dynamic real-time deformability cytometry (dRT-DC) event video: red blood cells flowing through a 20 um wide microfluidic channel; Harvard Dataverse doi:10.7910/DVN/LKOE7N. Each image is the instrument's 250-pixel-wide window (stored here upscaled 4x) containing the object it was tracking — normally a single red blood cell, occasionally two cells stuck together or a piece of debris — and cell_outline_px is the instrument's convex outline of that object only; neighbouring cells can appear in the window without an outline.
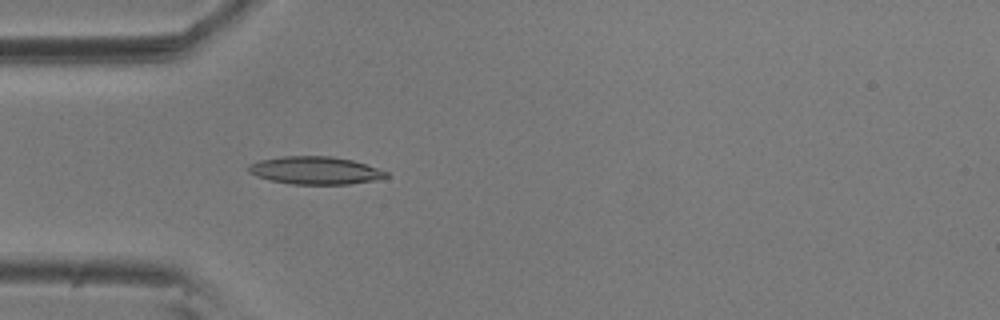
{"species": "common noctule bat (a hibernating species)", "species_latin": "Nyctalus noctula", "temperature_condition": "room temperature", "stored_images_in_passage": 55, "camera_frame_rate_fps": 3000, "um_per_image_px": 0.085, "animal": {"sex": "male", "body_mass_g": 20.5, "forearm_length_mm": 52.5}, "frame": {"image": 1, "passage_image": 16, "time_ms": 5.0, "image_size_px": [1000, 320], "cell_outline_px": [[388, 176], [376, 180], [348, 184], [292, 184], [272, 180], [256, 176], [248, 172], [248, 168], [252, 164], [260, 160], [280, 156], [332, 156], [352, 160], [388, 172]], "centroid_in_image_um": [26.79, 14.48], "position_along_channel_um": 58.2, "area_um2": 22.02}}
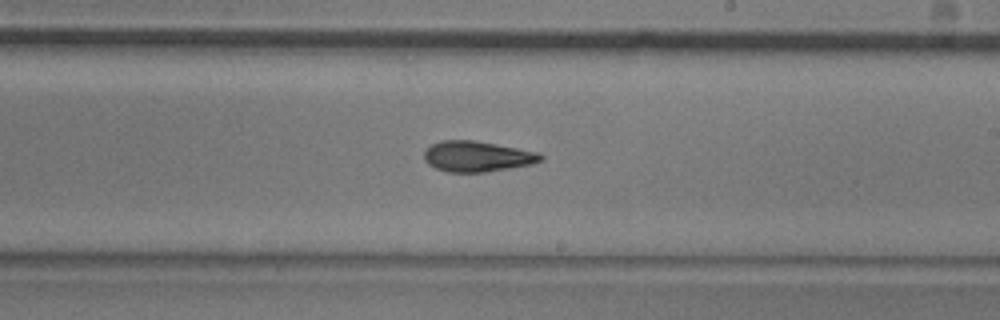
{"frame": {"image": 2, "passage_image": 32, "time_ms": 10.333, "image_size_px": [1000, 320], "cell_outline_px": [[544, 160], [532, 164], [484, 172], [448, 172], [436, 168], [428, 164], [424, 160], [424, 152], [432, 144], [440, 140], [472, 140], [496, 144], [540, 152], [544, 156]], "centroid_in_image_um": [40.58, 13.29], "position_along_channel_um": 248.4, "area_um2": 20.81}}
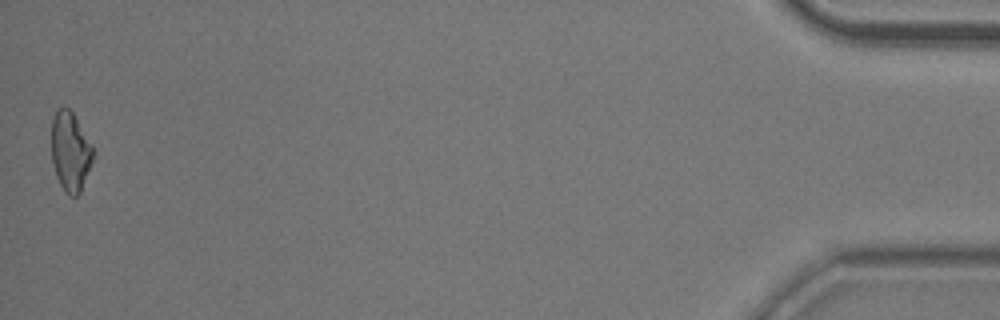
{"frame": {"image": 3, "passage_image": 55, "time_ms": 18.0, "image_size_px": [1000, 320], "cell_outline_px": [[92, 164], [80, 192], [76, 196], [68, 196], [64, 192], [56, 176], [52, 160], [52, 120], [56, 108], [68, 108], [72, 112], [92, 144]], "centroid_in_image_um": [5.97, 12.9], "position_along_channel_um": 429.2, "area_um2": 19.13}, "authors_computed_cell_mechanics": {"area_um2": 20.4034, "velocity_mm_per_s": 3.6103, "shape_relaxation_time_tau1_ms": 7.7521, "shape_relaxation_time_tau2_ms": 2.4262, "deformation_change_tau1": 0.1805, "deformation_change_tau2": 0.0984}}